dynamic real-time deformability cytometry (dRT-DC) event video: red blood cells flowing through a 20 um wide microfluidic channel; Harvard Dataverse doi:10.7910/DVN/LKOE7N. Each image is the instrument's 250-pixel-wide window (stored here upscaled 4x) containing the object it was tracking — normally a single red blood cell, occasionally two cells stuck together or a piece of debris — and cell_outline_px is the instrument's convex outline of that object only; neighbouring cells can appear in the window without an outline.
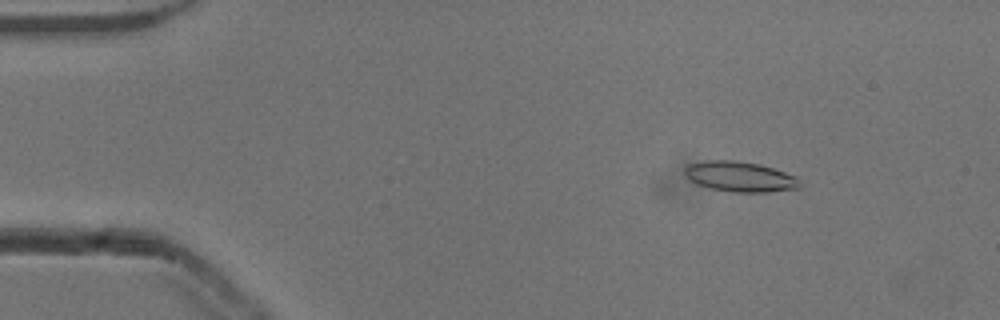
{"species": "common noctule bat (a hibernating species)", "species_latin": "Nyctalus noctula", "temperature_condition": "cold", "stored_images_in_passage": 53, "camera_frame_rate_fps": 3000, "um_per_image_px": 0.085, "animal": {"sex": "male", "body_mass_g": 13.3}, "frame": {"image": 1, "passage_image": 7, "time_ms": 2.0, "image_size_px": [1000, 320], "cell_outline_px": [[804, 184], [800, 188], [768, 192], [732, 192], [708, 188], [696, 184], [684, 172], [684, 168], [688, 164], [708, 160], [732, 160], [760, 164], [796, 176]], "centroid_in_image_um": [62.93, 15.02], "position_along_channel_um": 22.1, "area_um2": 20.4}}
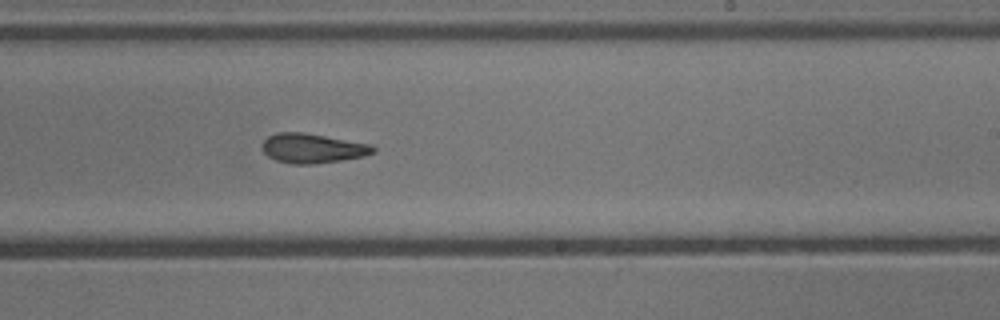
{"frame": {"image": 2, "passage_image": 32, "time_ms": 10.333, "image_size_px": [1000, 320], "cell_outline_px": [[376, 152], [364, 156], [340, 160], [312, 164], [292, 164], [276, 160], [268, 156], [264, 152], [264, 140], [268, 136], [276, 132], [304, 132], [372, 144], [376, 148]], "centroid_in_image_um": [26.6, 12.59], "position_along_channel_um": 262.4, "area_um2": 19.07}}
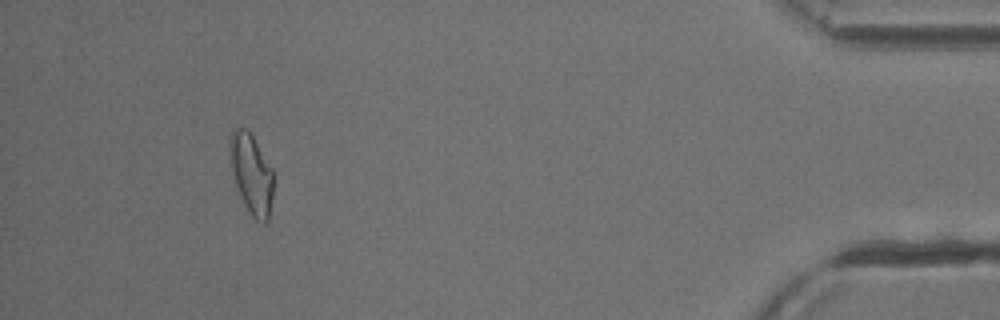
{"frame": {"image": 3, "passage_image": 49, "time_ms": 16.0, "image_size_px": [1000, 320], "cell_outline_px": [[276, 176], [268, 220], [264, 224], [256, 220], [252, 216], [244, 204], [240, 196], [232, 172], [228, 144], [228, 140], [232, 128], [244, 128], [252, 136], [276, 172]], "centroid_in_image_um": [21.4, 14.77], "position_along_channel_um": 413.8, "area_um2": 20.81}, "authors_computed_cell_mechanics": {"area_um2": 19.2474, "velocity_mm_per_s": 3.8559, "shape_relaxation_time_tau1_ms": null, "shape_relaxation_time_tau2_ms": 7.2454, "deformation_change_tau1": null, "deformation_change_tau2": 0.1745}}